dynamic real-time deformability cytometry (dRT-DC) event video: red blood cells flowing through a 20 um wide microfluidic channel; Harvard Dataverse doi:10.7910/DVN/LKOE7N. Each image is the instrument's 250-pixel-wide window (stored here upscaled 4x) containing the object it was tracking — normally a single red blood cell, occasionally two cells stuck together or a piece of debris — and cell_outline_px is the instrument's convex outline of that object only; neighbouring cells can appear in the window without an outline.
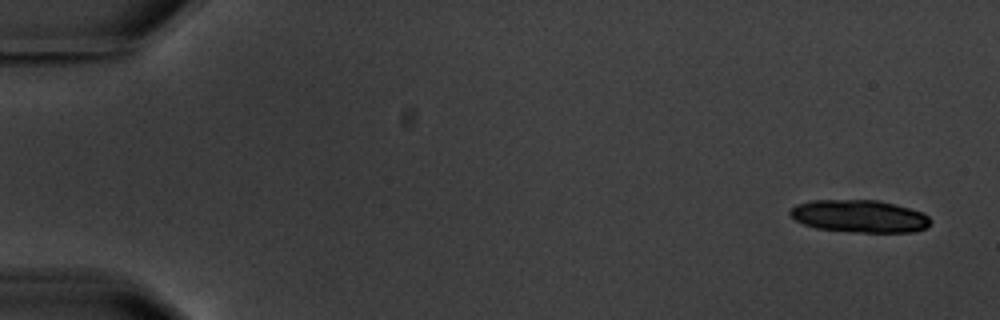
{"species": "common noctule bat (a hibernating species)", "species_latin": "Nyctalus noctula", "temperature_condition": "warm", "stored_images_in_passage": 5, "camera_frame_rate_fps": 3000, "um_per_image_px": 0.085, "animal": {"sex": "male", "body_mass_g": 20.1, "forearm_length_mm": 53.5}, "frame": {"image": 1, "passage_image": 1, "time_ms": 0.0, "image_size_px": [1000, 320], "cell_outline_px": [[932, 220], [928, 228], [916, 232], [856, 232], [816, 228], [804, 224], [796, 220], [788, 212], [796, 204], [812, 200], [876, 200], [896, 204], [924, 212]], "centroid_in_image_um": [73.11, 18.38], "position_along_channel_um": 11.9, "area_um2": 26.76}}